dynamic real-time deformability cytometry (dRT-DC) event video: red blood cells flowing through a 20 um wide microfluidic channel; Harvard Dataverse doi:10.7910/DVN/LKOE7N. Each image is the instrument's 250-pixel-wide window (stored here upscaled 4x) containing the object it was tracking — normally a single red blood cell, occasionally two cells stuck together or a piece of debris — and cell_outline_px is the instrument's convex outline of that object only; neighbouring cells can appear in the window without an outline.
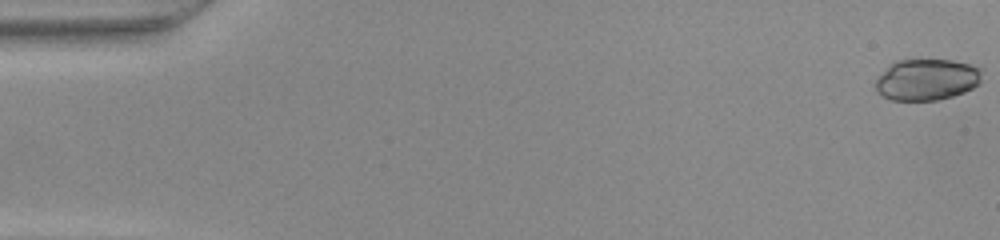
{"species": "common noctule bat (a hibernating species)", "species_latin": "Nyctalus noctula", "temperature_condition": "warm", "stored_images_in_passage": 40, "camera_frame_rate_fps": 3000, "um_per_image_px": 0.085, "animal": {"sex": "female", "body_mass_g": 22.0, "forearm_length_mm": 56.7}, "frame": {"image": 1, "passage_image": 1, "time_ms": 0.0, "image_size_px": [1000, 240], "cell_outline_px": [[984, 68], [980, 84], [964, 92], [952, 96], [936, 100], [892, 100], [876, 92], [876, 80], [888, 64], [896, 60], [952, 60]], "centroid_in_image_um": [78.8, 6.76], "position_along_channel_um": 6.2, "area_um2": 25.84}}
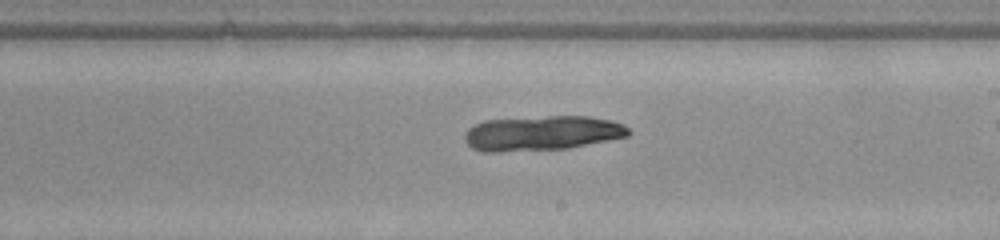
{"frame": {"image": 2, "passage_image": 29, "time_ms": 9.333, "image_size_px": [1000, 240], "cell_outline_px": [[632, 132], [628, 136], [568, 148], [496, 152], [484, 152], [472, 148], [464, 140], [464, 132], [468, 128], [484, 120], [548, 116], [588, 116], [612, 120], [624, 124]], "centroid_in_image_um": [46.06, 11.31], "position_along_channel_um": 242.9, "area_um2": 33.35}}
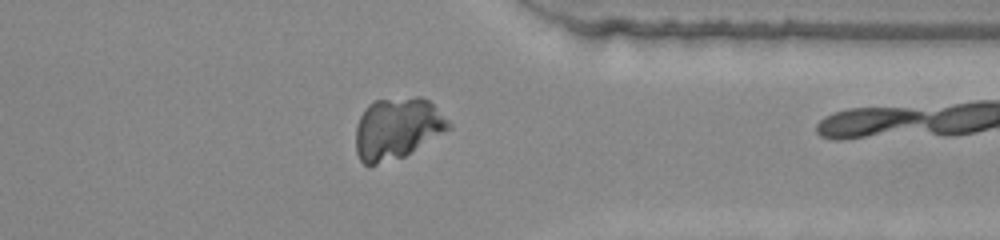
{"frame": {"image": 3, "passage_image": 39, "time_ms": 12.667, "image_size_px": [1000, 240], "cell_outline_px": [[452, 128], [404, 156], [368, 168], [360, 160], [356, 152], [356, 124], [364, 108], [368, 104], [376, 100], [416, 96], [420, 96], [428, 100], [452, 124]], "centroid_in_image_um": [33.73, 10.92], "position_along_channel_um": 377.7, "area_um2": 33.52}}